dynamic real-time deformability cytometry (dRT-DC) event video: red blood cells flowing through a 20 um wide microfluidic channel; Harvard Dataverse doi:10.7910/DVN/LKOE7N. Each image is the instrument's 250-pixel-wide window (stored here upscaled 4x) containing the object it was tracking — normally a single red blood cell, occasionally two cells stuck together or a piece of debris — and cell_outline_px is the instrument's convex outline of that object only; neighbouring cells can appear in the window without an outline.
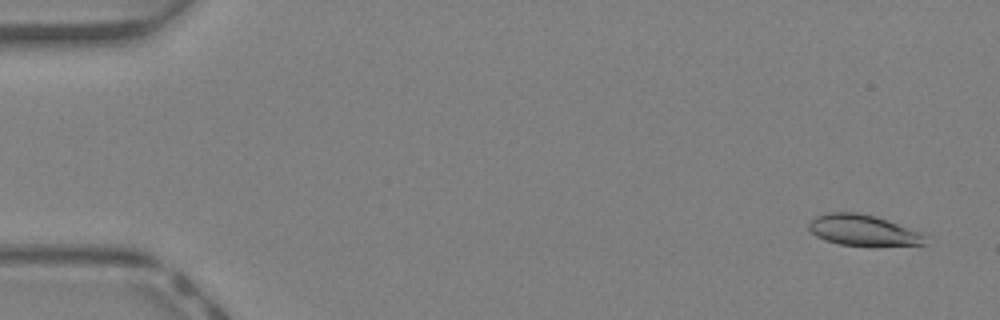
{"species": "Egyptian fruit bat (a non-hibernating species)", "species_latin": "Rousettus aegyptiacus", "temperature_condition": "warm", "stored_images_in_passage": 44, "camera_frame_rate_fps": 3000, "um_per_image_px": 0.085, "animal": {"sex": "female"}, "frame": {"image": 1, "passage_image": 2, "time_ms": 0.333, "image_size_px": [1000, 320], "cell_outline_px": [[924, 244], [840, 244], [824, 240], [816, 236], [808, 228], [808, 224], [816, 216], [828, 212], [856, 212], [876, 216], [888, 220], [916, 232], [924, 236]], "centroid_in_image_um": [73.23, 19.53], "position_along_channel_um": 11.8, "area_um2": 20.0}}
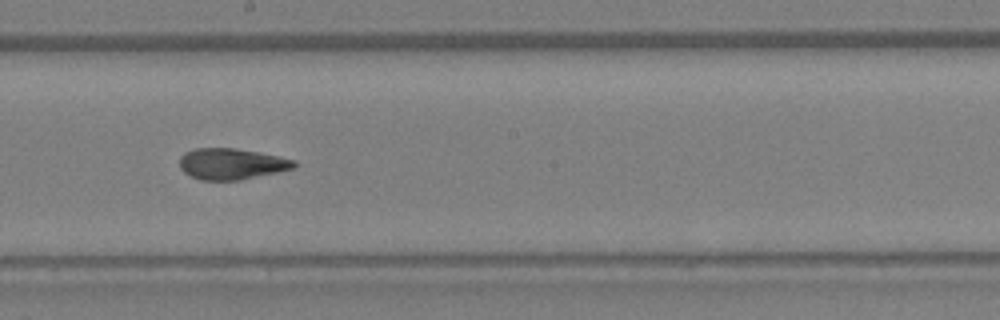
{"frame": {"image": 2, "passage_image": 25, "time_ms": 8.0, "image_size_px": [1000, 320], "cell_outline_px": [[296, 168], [240, 180], [200, 180], [184, 172], [180, 168], [180, 156], [184, 152], [196, 148], [232, 148], [256, 152], [296, 160]], "centroid_in_image_um": [19.66, 13.93], "position_along_channel_um": 228.5, "area_um2": 20.63}}
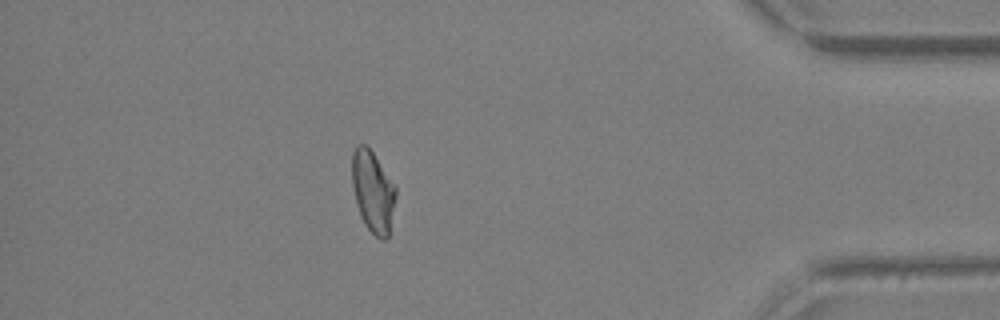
{"frame": {"image": 3, "passage_image": 39, "time_ms": 12.667, "image_size_px": [1000, 320], "cell_outline_px": [[396, 196], [388, 236], [384, 240], [380, 240], [364, 224], [360, 216], [356, 204], [352, 184], [352, 152], [356, 144], [364, 144], [372, 152], [396, 188]], "centroid_in_image_um": [31.67, 16.29], "position_along_channel_um": 403.5, "area_um2": 20.52}, "authors_computed_cell_mechanics": {"area_um2": 20.9814, "velocity_mm_per_s": 4.6472, "shape_relaxation_time_tau1_ms": 10.1835, "shape_relaxation_time_tau2_ms": 1.0238, "deformation_change_tau1": 0.2793, "deformation_change_tau2": 0.0608}}